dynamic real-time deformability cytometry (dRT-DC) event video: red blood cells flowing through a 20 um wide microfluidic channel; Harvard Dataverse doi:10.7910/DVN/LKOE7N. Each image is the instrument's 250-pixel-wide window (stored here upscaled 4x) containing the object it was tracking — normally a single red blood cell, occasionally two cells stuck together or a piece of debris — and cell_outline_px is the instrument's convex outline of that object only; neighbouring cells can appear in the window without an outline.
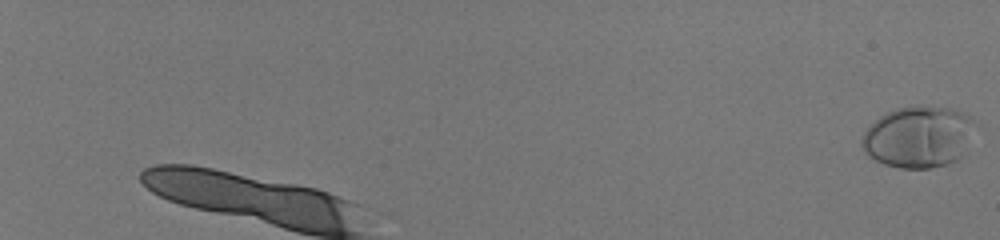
{"species": "human", "species_latin": "Homo sapiens", "temperature_condition": "room temperature", "stored_images_in_passage": 5, "camera_frame_rate_fps": 3000, "um_per_image_px": 0.085, "donor": {"sex": "male"}, "frame": {"image": 1, "passage_image": 1, "time_ms": 0.0, "image_size_px": [1000, 240], "cell_outline_px": [[980, 124], [960, 156], [956, 160], [948, 164], [928, 168], [900, 168], [884, 164], [868, 156], [864, 152], [860, 144], [860, 140], [864, 132], [880, 116], [888, 112], [900, 108], [952, 108], [972, 116]], "centroid_in_image_um": [78.11, 11.66], "position_along_channel_um": 6.9, "area_um2": 40.46}}